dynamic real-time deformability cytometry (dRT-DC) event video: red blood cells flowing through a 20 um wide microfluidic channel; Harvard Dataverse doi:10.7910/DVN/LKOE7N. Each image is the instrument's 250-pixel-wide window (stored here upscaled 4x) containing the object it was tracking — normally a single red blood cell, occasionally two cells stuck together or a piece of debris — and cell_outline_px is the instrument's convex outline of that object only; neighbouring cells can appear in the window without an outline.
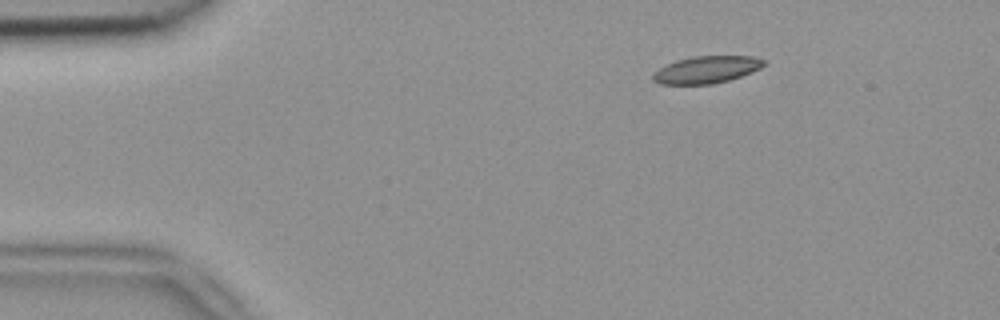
{"species": "common noctule bat (a hibernating species)", "species_latin": "Nyctalus noctula", "temperature_condition": "room temperature", "stored_images_in_passage": 3, "camera_frame_rate_fps": 3000, "um_per_image_px": 0.085, "animal": {"sex": "female", "body_mass_g": 18.4}, "frame": {"image": 1, "passage_image": 1, "time_ms": 0.0, "image_size_px": [1000, 320], "cell_outline_px": [[768, 64], [752, 72], [728, 80], [712, 84], [660, 84], [652, 80], [652, 72], [676, 60], [692, 56], [752, 56], [768, 60]], "centroid_in_image_um": [60.08, 5.91], "position_along_channel_um": 24.9, "area_um2": 17.69}}
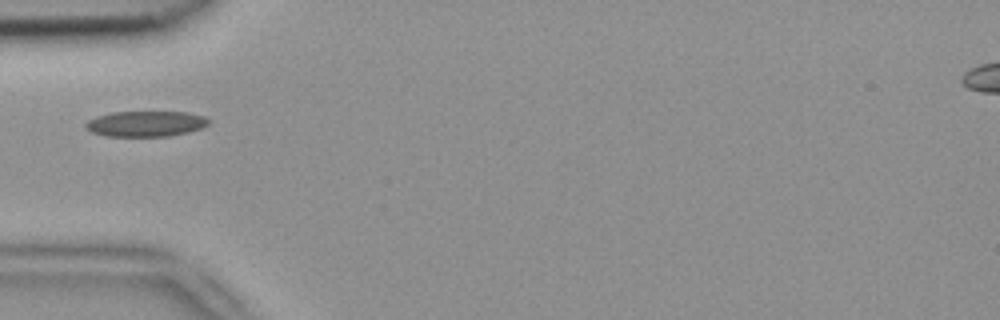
{"frame": {"image": 2, "passage_image": 3, "time_ms": 0.667, "image_size_px": [1000, 320], "cell_outline_px": [[212, 120], [204, 128], [188, 132], [168, 136], [104, 136], [92, 132], [84, 128], [84, 124], [88, 120], [96, 116], [112, 112], [188, 112], [204, 116]], "centroid_in_image_um": [12.4, 10.52], "position_along_channel_um": 72.6, "area_um2": 18.55}}